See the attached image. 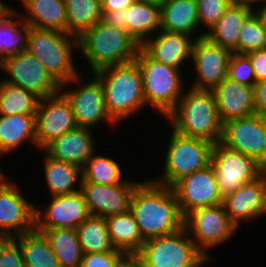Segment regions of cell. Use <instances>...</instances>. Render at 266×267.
Instances as JSON below:
<instances>
[{"mask_svg": "<svg viewBox=\"0 0 266 267\" xmlns=\"http://www.w3.org/2000/svg\"><path fill=\"white\" fill-rule=\"evenodd\" d=\"M130 210L144 242L183 228L184 217L173 188L153 180L140 182L136 186Z\"/></svg>", "mask_w": 266, "mask_h": 267, "instance_id": "6da1fadb", "label": "cell"}, {"mask_svg": "<svg viewBox=\"0 0 266 267\" xmlns=\"http://www.w3.org/2000/svg\"><path fill=\"white\" fill-rule=\"evenodd\" d=\"M177 133L207 140L213 144L221 142L222 127L212 90L188 89L178 104L166 116Z\"/></svg>", "mask_w": 266, "mask_h": 267, "instance_id": "7a4b0ae2", "label": "cell"}, {"mask_svg": "<svg viewBox=\"0 0 266 267\" xmlns=\"http://www.w3.org/2000/svg\"><path fill=\"white\" fill-rule=\"evenodd\" d=\"M140 47L126 30L109 25L103 19L78 37V48L93 74L107 67L135 61Z\"/></svg>", "mask_w": 266, "mask_h": 267, "instance_id": "3957f363", "label": "cell"}, {"mask_svg": "<svg viewBox=\"0 0 266 267\" xmlns=\"http://www.w3.org/2000/svg\"><path fill=\"white\" fill-rule=\"evenodd\" d=\"M73 48H78V37L65 32L29 26L27 50L44 65L61 86L60 90L64 89V85L78 82L86 76L84 72H78L74 65Z\"/></svg>", "mask_w": 266, "mask_h": 267, "instance_id": "277c9868", "label": "cell"}, {"mask_svg": "<svg viewBox=\"0 0 266 267\" xmlns=\"http://www.w3.org/2000/svg\"><path fill=\"white\" fill-rule=\"evenodd\" d=\"M100 80L108 114L118 124L146 106L138 63L115 65L94 73Z\"/></svg>", "mask_w": 266, "mask_h": 267, "instance_id": "5b68a950", "label": "cell"}, {"mask_svg": "<svg viewBox=\"0 0 266 267\" xmlns=\"http://www.w3.org/2000/svg\"><path fill=\"white\" fill-rule=\"evenodd\" d=\"M135 61L141 71L146 105L166 117L185 93L181 70L152 59L141 47Z\"/></svg>", "mask_w": 266, "mask_h": 267, "instance_id": "8992f818", "label": "cell"}, {"mask_svg": "<svg viewBox=\"0 0 266 267\" xmlns=\"http://www.w3.org/2000/svg\"><path fill=\"white\" fill-rule=\"evenodd\" d=\"M214 144L200 138L187 137L172 129L167 145L163 175L153 181L172 187L185 176L211 165Z\"/></svg>", "mask_w": 266, "mask_h": 267, "instance_id": "52a82bcc", "label": "cell"}, {"mask_svg": "<svg viewBox=\"0 0 266 267\" xmlns=\"http://www.w3.org/2000/svg\"><path fill=\"white\" fill-rule=\"evenodd\" d=\"M142 267H201L209 260L189 237L184 227L145 241L136 254Z\"/></svg>", "mask_w": 266, "mask_h": 267, "instance_id": "ba28073f", "label": "cell"}, {"mask_svg": "<svg viewBox=\"0 0 266 267\" xmlns=\"http://www.w3.org/2000/svg\"><path fill=\"white\" fill-rule=\"evenodd\" d=\"M183 227L195 246L208 258L206 248L231 239L238 227L232 222L223 204L200 208L184 216Z\"/></svg>", "mask_w": 266, "mask_h": 267, "instance_id": "9c48e42d", "label": "cell"}, {"mask_svg": "<svg viewBox=\"0 0 266 267\" xmlns=\"http://www.w3.org/2000/svg\"><path fill=\"white\" fill-rule=\"evenodd\" d=\"M0 69L10 75V78L2 80L31 91L39 98L50 97L60 92L61 86L39 59L27 49L4 58Z\"/></svg>", "mask_w": 266, "mask_h": 267, "instance_id": "30bf717a", "label": "cell"}, {"mask_svg": "<svg viewBox=\"0 0 266 267\" xmlns=\"http://www.w3.org/2000/svg\"><path fill=\"white\" fill-rule=\"evenodd\" d=\"M211 165L223 197L264 173V167L255 159L231 150L222 143L214 144Z\"/></svg>", "mask_w": 266, "mask_h": 267, "instance_id": "8fae6325", "label": "cell"}, {"mask_svg": "<svg viewBox=\"0 0 266 267\" xmlns=\"http://www.w3.org/2000/svg\"><path fill=\"white\" fill-rule=\"evenodd\" d=\"M266 166V116L253 114L223 123L221 142Z\"/></svg>", "mask_w": 266, "mask_h": 267, "instance_id": "7c38bea8", "label": "cell"}, {"mask_svg": "<svg viewBox=\"0 0 266 267\" xmlns=\"http://www.w3.org/2000/svg\"><path fill=\"white\" fill-rule=\"evenodd\" d=\"M232 51L211 42L206 32L195 38L192 45V59L195 65L197 80L191 88L213 90L228 75Z\"/></svg>", "mask_w": 266, "mask_h": 267, "instance_id": "4fadbf2b", "label": "cell"}, {"mask_svg": "<svg viewBox=\"0 0 266 267\" xmlns=\"http://www.w3.org/2000/svg\"><path fill=\"white\" fill-rule=\"evenodd\" d=\"M35 126L37 148L42 150L77 127L71 105L61 92L39 99Z\"/></svg>", "mask_w": 266, "mask_h": 267, "instance_id": "5bb4252c", "label": "cell"}, {"mask_svg": "<svg viewBox=\"0 0 266 267\" xmlns=\"http://www.w3.org/2000/svg\"><path fill=\"white\" fill-rule=\"evenodd\" d=\"M172 188L183 217L196 209L216 206L223 202L212 165L183 177Z\"/></svg>", "mask_w": 266, "mask_h": 267, "instance_id": "9a60e30c", "label": "cell"}, {"mask_svg": "<svg viewBox=\"0 0 266 267\" xmlns=\"http://www.w3.org/2000/svg\"><path fill=\"white\" fill-rule=\"evenodd\" d=\"M35 207L12 181L4 178L0 182V235L14 238L34 230Z\"/></svg>", "mask_w": 266, "mask_h": 267, "instance_id": "2e32d148", "label": "cell"}, {"mask_svg": "<svg viewBox=\"0 0 266 267\" xmlns=\"http://www.w3.org/2000/svg\"><path fill=\"white\" fill-rule=\"evenodd\" d=\"M93 77L75 90L60 92L69 101L77 126L92 129L93 125L105 120L111 123V126H116L117 123L107 112L102 84L95 74Z\"/></svg>", "mask_w": 266, "mask_h": 267, "instance_id": "e0dca14e", "label": "cell"}, {"mask_svg": "<svg viewBox=\"0 0 266 267\" xmlns=\"http://www.w3.org/2000/svg\"><path fill=\"white\" fill-rule=\"evenodd\" d=\"M90 216L88 205L80 190L71 194L53 196L44 211L35 207V229H76Z\"/></svg>", "mask_w": 266, "mask_h": 267, "instance_id": "ac0fdd59", "label": "cell"}, {"mask_svg": "<svg viewBox=\"0 0 266 267\" xmlns=\"http://www.w3.org/2000/svg\"><path fill=\"white\" fill-rule=\"evenodd\" d=\"M139 183L128 180L114 185L81 182L80 191L91 215L106 218L130 210L131 197Z\"/></svg>", "mask_w": 266, "mask_h": 267, "instance_id": "d6986e66", "label": "cell"}, {"mask_svg": "<svg viewBox=\"0 0 266 267\" xmlns=\"http://www.w3.org/2000/svg\"><path fill=\"white\" fill-rule=\"evenodd\" d=\"M225 211L238 227L240 221L252 220L266 213V172L223 197Z\"/></svg>", "mask_w": 266, "mask_h": 267, "instance_id": "ffe728a7", "label": "cell"}, {"mask_svg": "<svg viewBox=\"0 0 266 267\" xmlns=\"http://www.w3.org/2000/svg\"><path fill=\"white\" fill-rule=\"evenodd\" d=\"M222 123L256 113L253 87L225 78L213 90Z\"/></svg>", "mask_w": 266, "mask_h": 267, "instance_id": "44dd1931", "label": "cell"}, {"mask_svg": "<svg viewBox=\"0 0 266 267\" xmlns=\"http://www.w3.org/2000/svg\"><path fill=\"white\" fill-rule=\"evenodd\" d=\"M191 39L192 36L186 34L161 30L146 40L141 48L152 59L181 69V64L192 58V45L195 38Z\"/></svg>", "mask_w": 266, "mask_h": 267, "instance_id": "7402d4cb", "label": "cell"}, {"mask_svg": "<svg viewBox=\"0 0 266 267\" xmlns=\"http://www.w3.org/2000/svg\"><path fill=\"white\" fill-rule=\"evenodd\" d=\"M91 129L77 126L53 140L43 150L53 159L83 168L96 151Z\"/></svg>", "mask_w": 266, "mask_h": 267, "instance_id": "603a6c76", "label": "cell"}, {"mask_svg": "<svg viewBox=\"0 0 266 267\" xmlns=\"http://www.w3.org/2000/svg\"><path fill=\"white\" fill-rule=\"evenodd\" d=\"M254 11L252 6L235 0L217 23L206 32V37L211 42L238 54L240 31Z\"/></svg>", "mask_w": 266, "mask_h": 267, "instance_id": "cb8c5ba5", "label": "cell"}, {"mask_svg": "<svg viewBox=\"0 0 266 267\" xmlns=\"http://www.w3.org/2000/svg\"><path fill=\"white\" fill-rule=\"evenodd\" d=\"M25 8L22 20L30 27L66 33L65 0H20Z\"/></svg>", "mask_w": 266, "mask_h": 267, "instance_id": "d4e9b609", "label": "cell"}, {"mask_svg": "<svg viewBox=\"0 0 266 267\" xmlns=\"http://www.w3.org/2000/svg\"><path fill=\"white\" fill-rule=\"evenodd\" d=\"M160 17L161 30L167 32L193 36L201 27L197 0H165L161 5Z\"/></svg>", "mask_w": 266, "mask_h": 267, "instance_id": "484cf974", "label": "cell"}, {"mask_svg": "<svg viewBox=\"0 0 266 267\" xmlns=\"http://www.w3.org/2000/svg\"><path fill=\"white\" fill-rule=\"evenodd\" d=\"M161 6L135 1L125 9L127 32L141 46L149 37L161 30ZM151 35V36H150Z\"/></svg>", "mask_w": 266, "mask_h": 267, "instance_id": "4316f807", "label": "cell"}, {"mask_svg": "<svg viewBox=\"0 0 266 267\" xmlns=\"http://www.w3.org/2000/svg\"><path fill=\"white\" fill-rule=\"evenodd\" d=\"M29 140L37 146L35 114L0 115V156Z\"/></svg>", "mask_w": 266, "mask_h": 267, "instance_id": "83f0119b", "label": "cell"}, {"mask_svg": "<svg viewBox=\"0 0 266 267\" xmlns=\"http://www.w3.org/2000/svg\"><path fill=\"white\" fill-rule=\"evenodd\" d=\"M105 219L113 247L126 255H136L144 241L131 210Z\"/></svg>", "mask_w": 266, "mask_h": 267, "instance_id": "f1b7e54d", "label": "cell"}, {"mask_svg": "<svg viewBox=\"0 0 266 267\" xmlns=\"http://www.w3.org/2000/svg\"><path fill=\"white\" fill-rule=\"evenodd\" d=\"M44 160L45 180L51 197L71 194L80 190L82 168L74 164L53 159L46 153ZM78 180L79 189H75L73 185Z\"/></svg>", "mask_w": 266, "mask_h": 267, "instance_id": "f546056e", "label": "cell"}, {"mask_svg": "<svg viewBox=\"0 0 266 267\" xmlns=\"http://www.w3.org/2000/svg\"><path fill=\"white\" fill-rule=\"evenodd\" d=\"M42 232L58 258L60 267H80L83 251L73 228L36 229Z\"/></svg>", "mask_w": 266, "mask_h": 267, "instance_id": "4dcf8cb0", "label": "cell"}, {"mask_svg": "<svg viewBox=\"0 0 266 267\" xmlns=\"http://www.w3.org/2000/svg\"><path fill=\"white\" fill-rule=\"evenodd\" d=\"M17 237L26 267H60L45 235L34 229Z\"/></svg>", "mask_w": 266, "mask_h": 267, "instance_id": "1f68e13d", "label": "cell"}, {"mask_svg": "<svg viewBox=\"0 0 266 267\" xmlns=\"http://www.w3.org/2000/svg\"><path fill=\"white\" fill-rule=\"evenodd\" d=\"M66 33L79 37L103 19L101 0H65Z\"/></svg>", "mask_w": 266, "mask_h": 267, "instance_id": "d6a6232c", "label": "cell"}, {"mask_svg": "<svg viewBox=\"0 0 266 267\" xmlns=\"http://www.w3.org/2000/svg\"><path fill=\"white\" fill-rule=\"evenodd\" d=\"M39 97L0 79V115L36 114Z\"/></svg>", "mask_w": 266, "mask_h": 267, "instance_id": "836d02e7", "label": "cell"}, {"mask_svg": "<svg viewBox=\"0 0 266 267\" xmlns=\"http://www.w3.org/2000/svg\"><path fill=\"white\" fill-rule=\"evenodd\" d=\"M83 254L113 251L106 219L90 216L76 228Z\"/></svg>", "mask_w": 266, "mask_h": 267, "instance_id": "e575fe53", "label": "cell"}, {"mask_svg": "<svg viewBox=\"0 0 266 267\" xmlns=\"http://www.w3.org/2000/svg\"><path fill=\"white\" fill-rule=\"evenodd\" d=\"M119 164L109 157L94 152L82 168V181L96 184L114 185L123 183Z\"/></svg>", "mask_w": 266, "mask_h": 267, "instance_id": "d590c367", "label": "cell"}, {"mask_svg": "<svg viewBox=\"0 0 266 267\" xmlns=\"http://www.w3.org/2000/svg\"><path fill=\"white\" fill-rule=\"evenodd\" d=\"M11 19L2 26L0 31L1 63L4 58L27 49L29 25L21 18L14 21Z\"/></svg>", "mask_w": 266, "mask_h": 267, "instance_id": "8d00e7d4", "label": "cell"}, {"mask_svg": "<svg viewBox=\"0 0 266 267\" xmlns=\"http://www.w3.org/2000/svg\"><path fill=\"white\" fill-rule=\"evenodd\" d=\"M261 49H266V26L258 11H254L240 31L238 54H247Z\"/></svg>", "mask_w": 266, "mask_h": 267, "instance_id": "74e56055", "label": "cell"}, {"mask_svg": "<svg viewBox=\"0 0 266 267\" xmlns=\"http://www.w3.org/2000/svg\"><path fill=\"white\" fill-rule=\"evenodd\" d=\"M227 78L231 81L254 87L256 83L254 69L246 54L233 53L231 55Z\"/></svg>", "mask_w": 266, "mask_h": 267, "instance_id": "f35d334b", "label": "cell"}, {"mask_svg": "<svg viewBox=\"0 0 266 267\" xmlns=\"http://www.w3.org/2000/svg\"><path fill=\"white\" fill-rule=\"evenodd\" d=\"M235 0H197L199 22L206 27L207 32L223 16Z\"/></svg>", "mask_w": 266, "mask_h": 267, "instance_id": "ab89813d", "label": "cell"}, {"mask_svg": "<svg viewBox=\"0 0 266 267\" xmlns=\"http://www.w3.org/2000/svg\"><path fill=\"white\" fill-rule=\"evenodd\" d=\"M126 254L120 250L84 254L80 267H115Z\"/></svg>", "mask_w": 266, "mask_h": 267, "instance_id": "60d3db41", "label": "cell"}, {"mask_svg": "<svg viewBox=\"0 0 266 267\" xmlns=\"http://www.w3.org/2000/svg\"><path fill=\"white\" fill-rule=\"evenodd\" d=\"M0 267H26L19 243L10 238L1 248Z\"/></svg>", "mask_w": 266, "mask_h": 267, "instance_id": "b9f144b4", "label": "cell"}, {"mask_svg": "<svg viewBox=\"0 0 266 267\" xmlns=\"http://www.w3.org/2000/svg\"><path fill=\"white\" fill-rule=\"evenodd\" d=\"M253 66L256 83L266 80V49L251 51L246 54Z\"/></svg>", "mask_w": 266, "mask_h": 267, "instance_id": "7bdbcfd3", "label": "cell"}, {"mask_svg": "<svg viewBox=\"0 0 266 267\" xmlns=\"http://www.w3.org/2000/svg\"><path fill=\"white\" fill-rule=\"evenodd\" d=\"M253 92L256 114L266 116V80L255 83Z\"/></svg>", "mask_w": 266, "mask_h": 267, "instance_id": "ee69618b", "label": "cell"}, {"mask_svg": "<svg viewBox=\"0 0 266 267\" xmlns=\"http://www.w3.org/2000/svg\"><path fill=\"white\" fill-rule=\"evenodd\" d=\"M103 20L109 25L127 31V22H125V9H119L118 11H108L103 16Z\"/></svg>", "mask_w": 266, "mask_h": 267, "instance_id": "f6af8a7d", "label": "cell"}, {"mask_svg": "<svg viewBox=\"0 0 266 267\" xmlns=\"http://www.w3.org/2000/svg\"><path fill=\"white\" fill-rule=\"evenodd\" d=\"M136 0H101L103 16L108 11L127 9Z\"/></svg>", "mask_w": 266, "mask_h": 267, "instance_id": "bcb514c9", "label": "cell"}, {"mask_svg": "<svg viewBox=\"0 0 266 267\" xmlns=\"http://www.w3.org/2000/svg\"><path fill=\"white\" fill-rule=\"evenodd\" d=\"M115 267H142L137 255H125Z\"/></svg>", "mask_w": 266, "mask_h": 267, "instance_id": "7dc6e473", "label": "cell"}, {"mask_svg": "<svg viewBox=\"0 0 266 267\" xmlns=\"http://www.w3.org/2000/svg\"><path fill=\"white\" fill-rule=\"evenodd\" d=\"M18 11L16 12L14 9L9 8L1 17H0V31L2 30V26L11 18L13 17L18 18ZM17 16V17H15ZM0 64H1V52H0Z\"/></svg>", "mask_w": 266, "mask_h": 267, "instance_id": "c3c4849f", "label": "cell"}, {"mask_svg": "<svg viewBox=\"0 0 266 267\" xmlns=\"http://www.w3.org/2000/svg\"><path fill=\"white\" fill-rule=\"evenodd\" d=\"M257 11L261 15L266 26V4H263L261 8L259 7V10L257 9Z\"/></svg>", "mask_w": 266, "mask_h": 267, "instance_id": "681fc988", "label": "cell"}, {"mask_svg": "<svg viewBox=\"0 0 266 267\" xmlns=\"http://www.w3.org/2000/svg\"><path fill=\"white\" fill-rule=\"evenodd\" d=\"M236 1H239V2H242V3H245L249 6H253L254 3L257 4V2H263V4H266V0H236Z\"/></svg>", "mask_w": 266, "mask_h": 267, "instance_id": "f907efd6", "label": "cell"}, {"mask_svg": "<svg viewBox=\"0 0 266 267\" xmlns=\"http://www.w3.org/2000/svg\"><path fill=\"white\" fill-rule=\"evenodd\" d=\"M10 7L7 4H4L3 1L0 0V17L9 9Z\"/></svg>", "mask_w": 266, "mask_h": 267, "instance_id": "816d5d0a", "label": "cell"}, {"mask_svg": "<svg viewBox=\"0 0 266 267\" xmlns=\"http://www.w3.org/2000/svg\"><path fill=\"white\" fill-rule=\"evenodd\" d=\"M136 1L153 3V4L161 6L165 0H136Z\"/></svg>", "mask_w": 266, "mask_h": 267, "instance_id": "f5cc1de1", "label": "cell"}, {"mask_svg": "<svg viewBox=\"0 0 266 267\" xmlns=\"http://www.w3.org/2000/svg\"><path fill=\"white\" fill-rule=\"evenodd\" d=\"M10 239V237L0 235V253L2 246Z\"/></svg>", "mask_w": 266, "mask_h": 267, "instance_id": "db71d44e", "label": "cell"}, {"mask_svg": "<svg viewBox=\"0 0 266 267\" xmlns=\"http://www.w3.org/2000/svg\"><path fill=\"white\" fill-rule=\"evenodd\" d=\"M4 178H6L5 177V175L1 172V170H0V182L4 179Z\"/></svg>", "mask_w": 266, "mask_h": 267, "instance_id": "11a10c76", "label": "cell"}]
</instances>
